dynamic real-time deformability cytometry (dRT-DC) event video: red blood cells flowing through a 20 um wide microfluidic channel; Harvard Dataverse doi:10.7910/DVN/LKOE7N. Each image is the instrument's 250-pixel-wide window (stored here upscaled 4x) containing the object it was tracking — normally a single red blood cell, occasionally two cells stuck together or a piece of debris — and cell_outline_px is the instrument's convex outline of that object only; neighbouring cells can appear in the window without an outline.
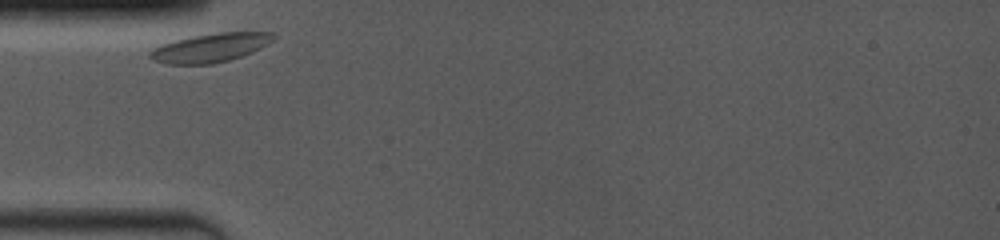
{"species": "common noctule bat (a hibernating species)", "species_latin": "Nyctalus noctula", "temperature_condition": "room temperature", "stored_images_in_passage": 3, "camera_frame_rate_fps": 4000, "um_per_image_px": 0.085, "animal": {"sex": "female", "body_mass_g": 19.0, "forearm_length_mm": 53.3}, "frame": {"image": 1, "passage_image": 1, "time_ms": 0.0, "image_size_px": [1000, 240], "cell_outline_px": [[276, 36], [268, 44], [252, 52], [228, 60], [212, 64], [164, 64], [148, 56], [156, 48], [164, 44], [176, 40], [196, 36], [220, 32], [276, 32]], "centroid_in_image_um": [17.95, 4.06], "position_along_channel_um": 67.0, "area_um2": 20.23}}
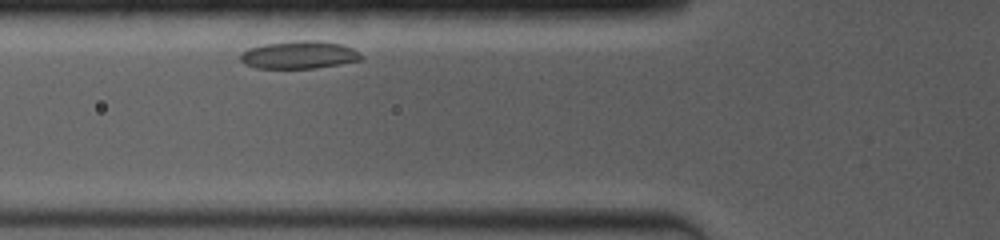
{"frame": {"image": 2, "passage_image": 2, "time_ms": 1.0, "image_size_px": [1000, 240], "cell_outline_px": [[364, 60], [316, 68], [256, 68], [244, 64], [240, 60], [240, 56], [248, 48], [264, 44], [300, 40], [316, 40], [340, 44], [352, 48], [364, 56]], "centroid_in_image_um": [25.45, 4.67], "position_along_channel_um": 100.3, "area_um2": 19.54}}
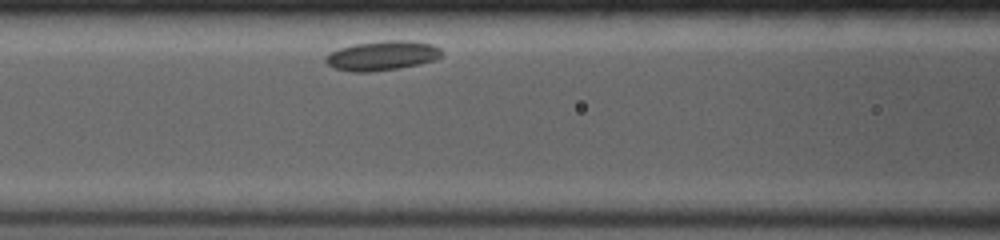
{"frame": {"image": 3, "passage_image": 3, "time_ms": 2.0, "image_size_px": [1000, 240], "cell_outline_px": [[444, 56], [436, 60], [400, 68], [368, 72], [352, 72], [332, 68], [324, 60], [324, 56], [340, 48], [352, 44], [384, 40], [408, 40], [432, 44], [440, 48]], "centroid_in_image_um": [32.49, 4.73], "position_along_channel_um": 134.1, "area_um2": 20.23}}